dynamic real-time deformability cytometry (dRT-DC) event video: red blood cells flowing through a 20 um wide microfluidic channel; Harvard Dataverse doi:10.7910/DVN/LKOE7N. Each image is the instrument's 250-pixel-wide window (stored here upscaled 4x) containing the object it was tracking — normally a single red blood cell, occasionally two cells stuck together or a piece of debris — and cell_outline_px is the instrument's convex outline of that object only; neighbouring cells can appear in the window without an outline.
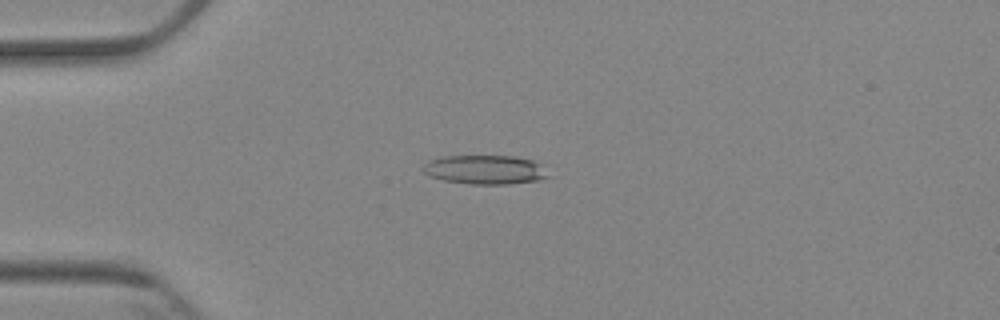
{"species": "Egyptian fruit bat (a non-hibernating species)", "species_latin": "Rousettus aegyptiacus", "temperature_condition": "cold", "stored_images_in_passage": 5, "camera_frame_rate_fps": 3000, "um_per_image_px": 0.085, "animal": {"sex": "female"}, "frame": {"image": 1, "passage_image": 3, "time_ms": 2.333, "image_size_px": [1000, 320], "cell_outline_px": [[552, 176], [536, 180], [508, 184], [468, 184], [444, 180], [432, 176], [424, 172], [424, 164], [428, 160], [440, 156], [516, 156], [532, 160], [544, 164]], "centroid_in_image_um": [41.3, 14.41], "position_along_channel_um": 43.7, "area_um2": 21.44}}
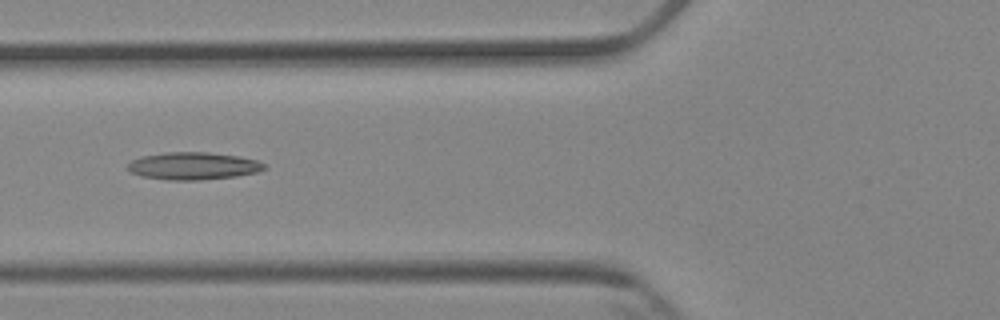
{"frame": {"image": 2, "passage_image": 5, "time_ms": 4.667, "image_size_px": [1000, 320], "cell_outline_px": [[268, 168], [260, 172], [236, 176], [200, 180], [168, 180], [140, 176], [128, 172], [128, 164], [132, 160], [140, 156], [168, 152], [208, 152], [236, 156], [256, 160], [264, 164]], "centroid_in_image_um": [16.41, 14.11], "position_along_channel_um": 109.4, "area_um2": 21.96}}